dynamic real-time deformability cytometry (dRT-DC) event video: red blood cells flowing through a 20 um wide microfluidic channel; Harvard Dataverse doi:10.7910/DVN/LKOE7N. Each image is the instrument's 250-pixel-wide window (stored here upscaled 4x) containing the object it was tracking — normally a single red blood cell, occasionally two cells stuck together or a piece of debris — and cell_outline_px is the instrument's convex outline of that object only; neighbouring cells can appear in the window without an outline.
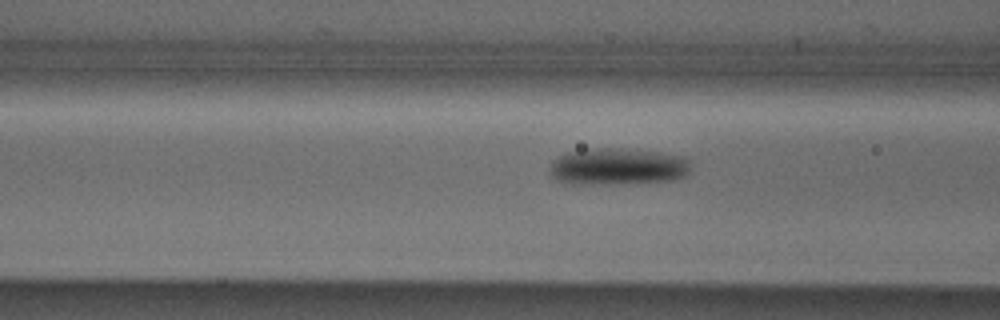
{"species": "Egyptian fruit bat (a non-hibernating species)", "species_latin": "Rousettus aegyptiacus", "temperature_condition": "cold", "stored_images_in_passage": 8, "camera_frame_rate_fps": 3000, "um_per_image_px": 0.085, "animal": {"sex": "male"}, "frame": {"image": 1, "passage_image": 8, "time_ms": 2.333, "image_size_px": [1000, 320], "cell_outline_px": [[688, 172], [684, 176], [672, 180], [612, 184], [572, 184], [560, 180], [552, 176], [548, 168], [556, 156], [568, 152], [588, 148], [620, 148], [656, 152], [680, 156], [688, 160]], "centroid_in_image_um": [52.43, 14.15], "position_along_channel_um": 114.2, "area_um2": 30.11}}